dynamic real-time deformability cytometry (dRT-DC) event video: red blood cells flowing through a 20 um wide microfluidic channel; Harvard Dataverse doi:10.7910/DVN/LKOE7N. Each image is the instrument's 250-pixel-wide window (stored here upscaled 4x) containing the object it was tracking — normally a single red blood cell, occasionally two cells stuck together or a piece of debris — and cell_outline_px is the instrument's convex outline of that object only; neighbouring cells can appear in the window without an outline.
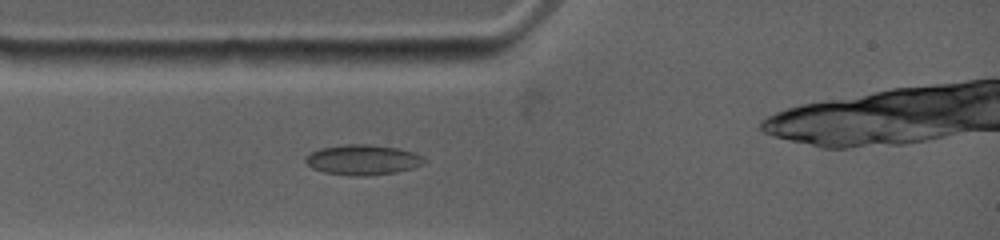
{"species": "common noctule bat (a hibernating species)", "species_latin": "Nyctalus noctula", "temperature_condition": "warm", "stored_images_in_passage": 11, "camera_frame_rate_fps": 4500, "um_per_image_px": 0.085, "animal": {"sex": "female", "body_mass_g": 19.0, "forearm_length_mm": 53.3}, "frame": {"image": 1, "passage_image": 7, "time_ms": 2.0, "image_size_px": [1000, 240], "cell_outline_px": [[428, 160], [412, 168], [396, 172], [368, 176], [352, 176], [324, 172], [312, 168], [304, 160], [304, 156], [320, 148], [344, 144], [372, 144], [396, 148], [412, 152], [424, 156]], "centroid_in_image_um": [30.82, 13.58], "position_along_channel_um": 54.2, "area_um2": 20.98}}